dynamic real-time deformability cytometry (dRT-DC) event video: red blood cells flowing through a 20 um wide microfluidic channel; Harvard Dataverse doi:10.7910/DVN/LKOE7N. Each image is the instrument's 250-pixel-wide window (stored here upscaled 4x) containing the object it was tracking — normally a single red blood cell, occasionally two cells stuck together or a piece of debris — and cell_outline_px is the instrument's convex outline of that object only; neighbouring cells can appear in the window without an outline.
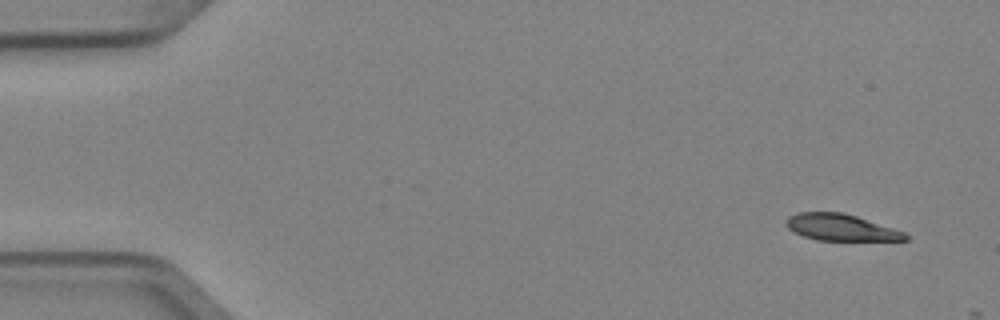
{"species": "Egyptian fruit bat (a non-hibernating species)", "species_latin": "Rousettus aegyptiacus", "temperature_condition": "cold", "stored_images_in_passage": 2, "camera_frame_rate_fps": 3000, "um_per_image_px": 0.085, "animal": {"sex": "female"}, "frame": {"image": 1, "passage_image": 1, "time_ms": 0.0, "image_size_px": [1000, 320], "cell_outline_px": [[908, 240], [816, 240], [804, 236], [788, 228], [784, 224], [784, 220], [788, 216], [800, 212], [840, 212], [856, 216], [904, 232], [908, 236]], "centroid_in_image_um": [71.42, 19.32], "position_along_channel_um": 13.6, "area_um2": 18.21}}